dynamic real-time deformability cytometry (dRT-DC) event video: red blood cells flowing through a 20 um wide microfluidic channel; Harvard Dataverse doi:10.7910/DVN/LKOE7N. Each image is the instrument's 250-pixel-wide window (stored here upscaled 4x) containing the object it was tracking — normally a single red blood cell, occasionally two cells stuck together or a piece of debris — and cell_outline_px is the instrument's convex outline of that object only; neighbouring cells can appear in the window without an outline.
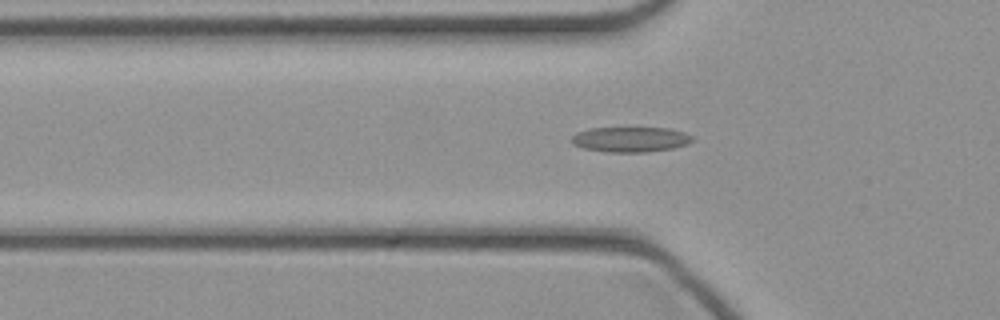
{"species": "common noctule bat (a hibernating species)", "species_latin": "Nyctalus noctula", "temperature_condition": "cold", "stored_images_in_passage": 32, "camera_frame_rate_fps": 3000, "um_per_image_px": 0.085, "animal": {"sex": "female", "body_mass_g": 21.9}, "frame": {"image": 1, "passage_image": 4, "time_ms": 1.0, "image_size_px": [1000, 320], "cell_outline_px": [[692, 140], [688, 144], [672, 148], [648, 152], [604, 152], [584, 148], [572, 144], [572, 136], [576, 132], [588, 128], [668, 128], [684, 132], [692, 136]], "centroid_in_image_um": [53.56, 11.85], "position_along_channel_um": 72.2, "area_um2": 17.74}}
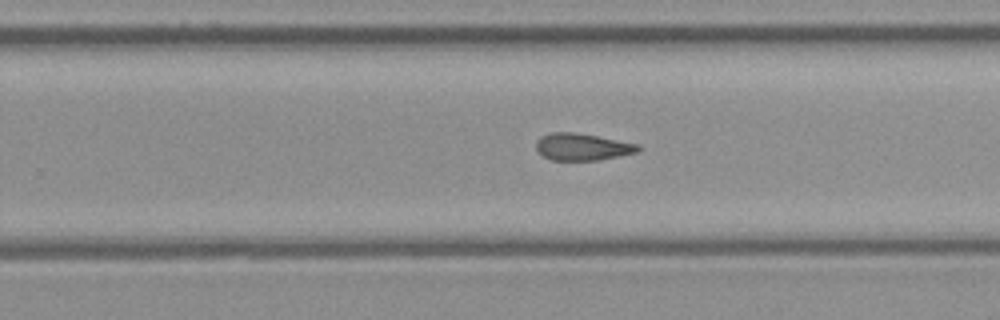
{"frame": {"image": 2, "passage_image": 18, "time_ms": 5.667, "image_size_px": [1000, 320], "cell_outline_px": [[640, 152], [620, 156], [596, 160], [552, 160], [544, 156], [536, 148], [536, 140], [540, 136], [552, 132], [576, 132], [640, 144]], "centroid_in_image_um": [49.52, 12.47], "position_along_channel_um": 280.3, "area_um2": 16.13}}
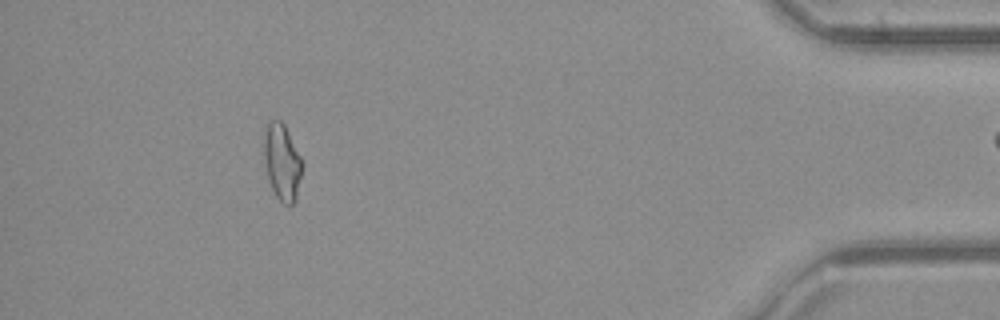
{"frame": {"image": 3, "passage_image": 31, "time_ms": 10.0, "image_size_px": [1000, 320], "cell_outline_px": [[304, 164], [296, 200], [292, 204], [284, 204], [276, 196], [272, 188], [268, 176], [264, 160], [264, 140], [268, 124], [272, 120], [280, 120], [284, 124], [304, 160]], "centroid_in_image_um": [24.03, 13.79], "position_along_channel_um": 411.2, "area_um2": 17.05}}